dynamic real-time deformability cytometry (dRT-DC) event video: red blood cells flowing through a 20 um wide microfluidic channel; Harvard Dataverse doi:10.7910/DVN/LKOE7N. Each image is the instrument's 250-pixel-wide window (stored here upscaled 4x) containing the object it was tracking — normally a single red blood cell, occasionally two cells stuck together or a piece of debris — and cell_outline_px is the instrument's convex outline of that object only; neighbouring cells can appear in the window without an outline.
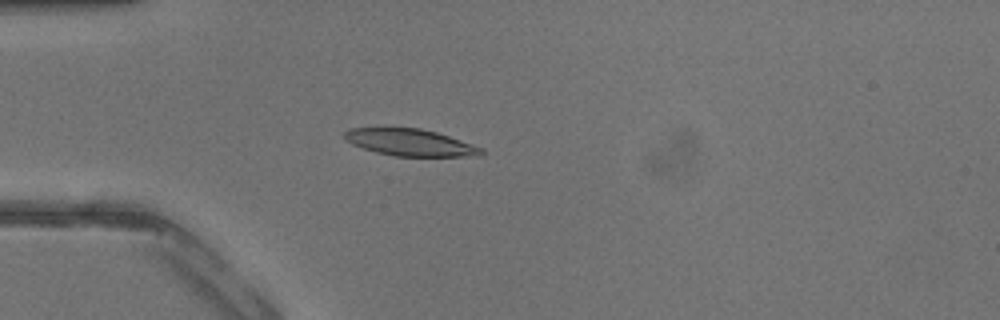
{"species": "common noctule bat (a hibernating species)", "species_latin": "Nyctalus noctula", "temperature_condition": "warm", "stored_images_in_passage": 41, "camera_frame_rate_fps": 3000, "um_per_image_px": 0.085, "animal": {"sex": "male", "body_mass_g": 13.3}, "frame": {"image": 1, "passage_image": 11, "time_ms": 3.333, "image_size_px": [1000, 320], "cell_outline_px": [[484, 152], [480, 156], [396, 156], [376, 152], [352, 144], [344, 140], [344, 132], [348, 128], [420, 128], [436, 132], [484, 148]], "centroid_in_image_um": [34.86, 12.11], "position_along_channel_um": 50.1, "area_um2": 21.33}}
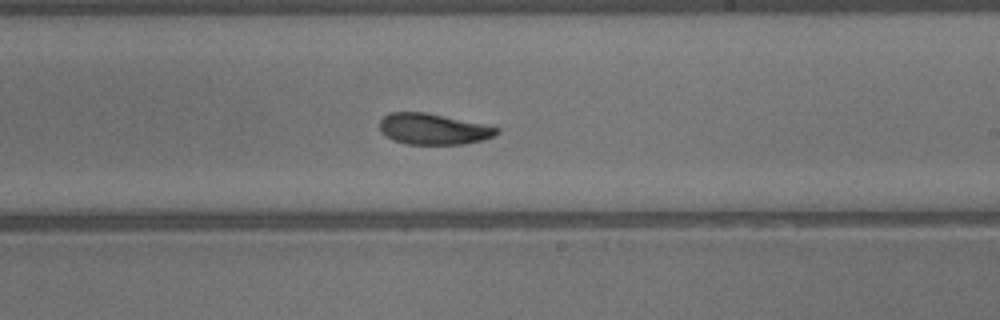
{"frame": {"image": 2, "passage_image": 24, "time_ms": 7.667, "image_size_px": [1000, 320], "cell_outline_px": [[500, 132], [484, 140], [464, 144], [408, 144], [392, 140], [380, 132], [380, 120], [388, 112], [424, 112], [500, 128]], "centroid_in_image_um": [36.79, 10.97], "position_along_channel_um": 252.2, "area_um2": 20.98}}
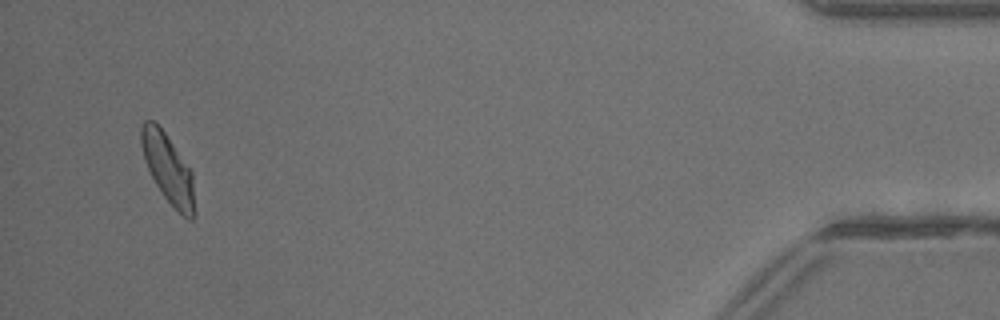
{"frame": {"image": 3, "passage_image": 39, "time_ms": 12.667, "image_size_px": [1000, 320], "cell_outline_px": [[196, 216], [192, 220], [188, 220], [164, 196], [156, 184], [144, 160], [140, 144], [140, 128], [144, 120], [152, 120], [164, 132], [192, 172], [196, 212]], "centroid_in_image_um": [14.29, 14.35], "position_along_channel_um": 420.9, "area_um2": 21.27}}